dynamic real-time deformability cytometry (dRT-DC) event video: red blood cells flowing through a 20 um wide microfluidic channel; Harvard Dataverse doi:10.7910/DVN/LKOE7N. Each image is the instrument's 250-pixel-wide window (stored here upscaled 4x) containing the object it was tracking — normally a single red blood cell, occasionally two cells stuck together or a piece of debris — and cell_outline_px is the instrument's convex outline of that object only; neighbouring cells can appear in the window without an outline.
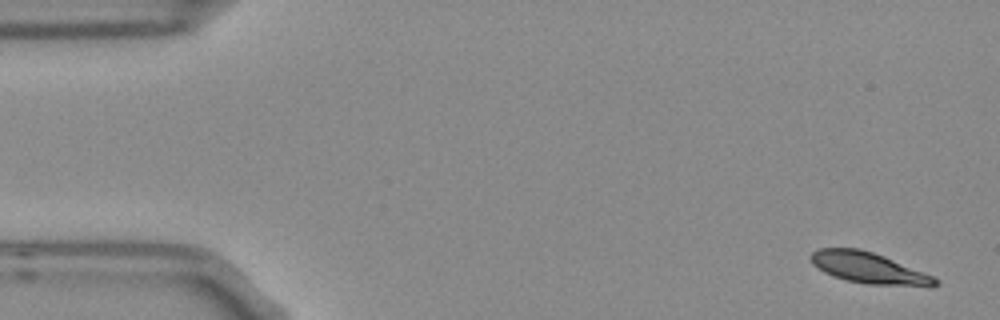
{"species": "Egyptian fruit bat (a non-hibernating species)", "species_latin": "Rousettus aegyptiacus", "temperature_condition": "room temperature", "stored_images_in_passage": 4, "camera_frame_rate_fps": 3000, "um_per_image_px": 0.085, "frame": {"image": 1, "passage_image": 1, "time_ms": 0.0, "image_size_px": [1000, 320], "cell_outline_px": [[940, 284], [928, 288], [868, 284], [844, 280], [832, 276], [816, 268], [808, 260], [808, 256], [812, 252], [820, 248], [860, 248], [884, 256], [932, 276], [940, 280]], "centroid_in_image_um": [73.84, 22.8], "position_along_channel_um": 11.2, "area_um2": 23.0}}
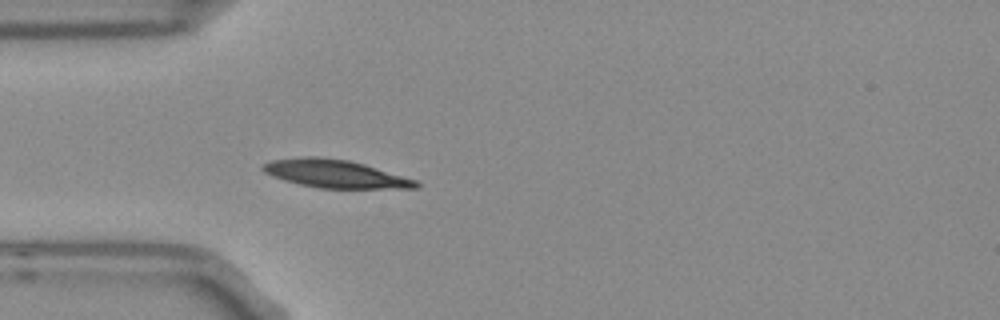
{"frame": {"image": 2, "passage_image": 4, "time_ms": 1.0, "image_size_px": [1000, 320], "cell_outline_px": [[420, 188], [320, 188], [300, 184], [284, 180], [272, 176], [264, 172], [260, 168], [264, 164], [272, 160], [308, 156], [316, 156], [348, 160], [364, 164], [416, 180], [420, 184]], "centroid_in_image_um": [28.48, 14.77], "position_along_channel_um": 56.5, "area_um2": 24.74}}